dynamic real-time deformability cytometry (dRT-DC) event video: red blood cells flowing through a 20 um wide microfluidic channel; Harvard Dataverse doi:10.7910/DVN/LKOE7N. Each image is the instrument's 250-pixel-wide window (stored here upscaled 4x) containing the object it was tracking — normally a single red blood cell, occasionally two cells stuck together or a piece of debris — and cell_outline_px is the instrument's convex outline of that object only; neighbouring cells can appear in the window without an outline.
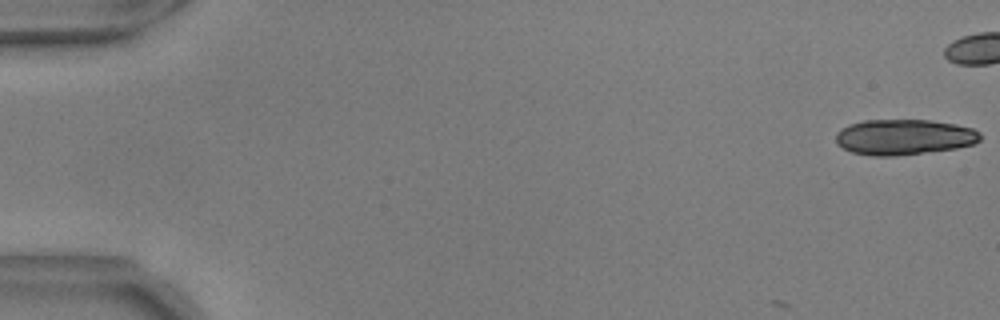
{"species": "common noctule bat (a hibernating species)", "species_latin": "Nyctalus noctula", "temperature_condition": "warm", "stored_images_in_passage": 3, "camera_frame_rate_fps": 3000, "um_per_image_px": 0.085, "animal": {"sex": "male", "body_mass_g": 17.9, "forearm_length_mm": 54.2}, "frame": {"image": 1, "passage_image": 1, "time_ms": 0.0, "image_size_px": [1000, 320], "cell_outline_px": [[980, 140], [976, 144], [956, 148], [896, 156], [872, 156], [852, 152], [836, 144], [836, 132], [848, 124], [864, 120], [928, 120], [956, 124], [972, 128], [980, 132]], "centroid_in_image_um": [76.83, 11.65], "position_along_channel_um": 8.2, "area_um2": 30.06}}